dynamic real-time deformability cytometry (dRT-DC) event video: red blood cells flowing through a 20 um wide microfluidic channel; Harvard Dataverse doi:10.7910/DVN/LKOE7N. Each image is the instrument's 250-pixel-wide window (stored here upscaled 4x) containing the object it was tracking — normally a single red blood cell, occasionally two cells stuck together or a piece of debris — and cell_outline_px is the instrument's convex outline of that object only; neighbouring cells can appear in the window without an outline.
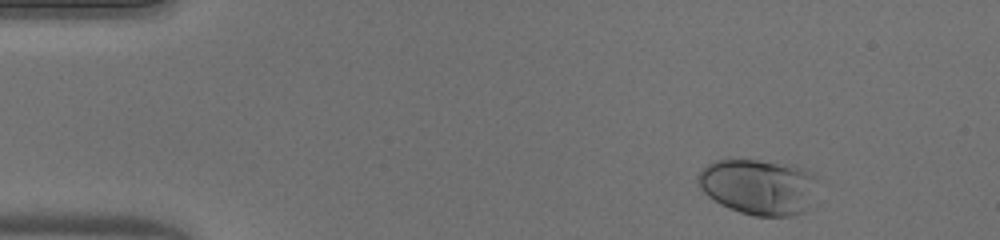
{"species": "human", "species_latin": "Homo sapiens", "temperature_condition": "warm", "stored_images_in_passage": 48, "camera_frame_rate_fps": 3000, "um_per_image_px": 0.085, "donor": {"sex": "male"}, "frame": {"image": 1, "passage_image": 3, "time_ms": 0.667, "image_size_px": [1000, 240], "cell_outline_px": [[816, 180], [808, 208], [804, 212], [792, 216], [752, 216], [740, 212], [720, 204], [708, 196], [700, 188], [696, 180], [696, 176], [708, 164], [716, 160], [756, 160], [796, 164], [812, 172], [816, 176]], "centroid_in_image_um": [64.48, 15.86], "position_along_channel_um": 20.5, "area_um2": 39.02}}
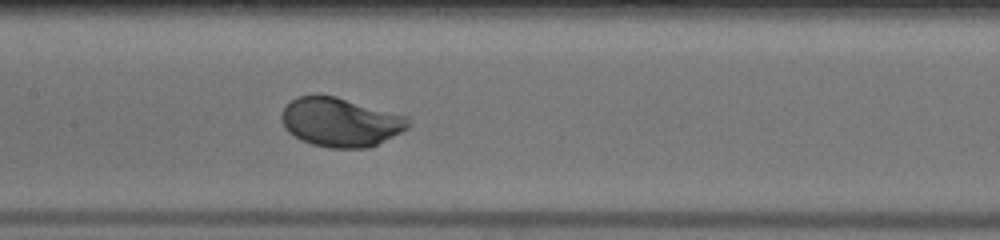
{"frame": {"image": 2, "passage_image": 22, "time_ms": 7.0, "image_size_px": [1000, 240], "cell_outline_px": [[412, 124], [408, 128], [368, 148], [328, 148], [312, 144], [300, 140], [288, 132], [284, 128], [280, 120], [280, 116], [284, 108], [296, 96], [336, 96], [408, 116]], "centroid_in_image_um": [28.93, 10.39], "position_along_channel_um": 178.5, "area_um2": 36.18}}
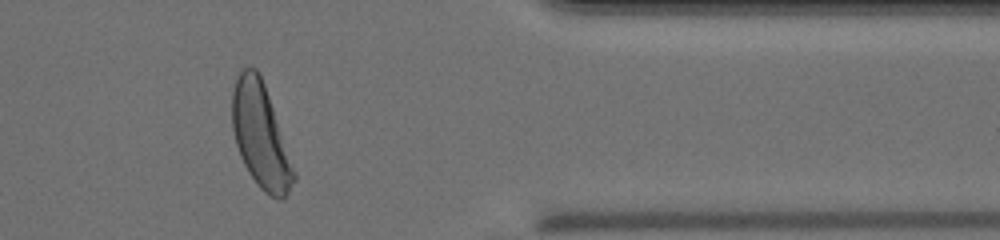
{"frame": {"image": 3, "passage_image": 39, "time_ms": 12.667, "image_size_px": [1000, 240], "cell_outline_px": [[296, 180], [288, 192], [280, 200], [264, 192], [260, 188], [248, 172], [240, 156], [236, 144], [232, 128], [232, 92], [236, 76], [240, 68], [256, 68], [264, 84], [296, 172]], "centroid_in_image_um": [22.14, 11.53], "position_along_channel_um": 389.3, "area_um2": 37.22}, "authors_computed_cell_mechanics": {"area_um2": 36.4718, "velocity_mm_per_s": 4.0356, "shape_relaxation_time_tau1_ms": 2.0302, "shape_relaxation_time_tau2_ms": null, "deformation_change_tau1": 0.1506, "deformation_change_tau2": null}}